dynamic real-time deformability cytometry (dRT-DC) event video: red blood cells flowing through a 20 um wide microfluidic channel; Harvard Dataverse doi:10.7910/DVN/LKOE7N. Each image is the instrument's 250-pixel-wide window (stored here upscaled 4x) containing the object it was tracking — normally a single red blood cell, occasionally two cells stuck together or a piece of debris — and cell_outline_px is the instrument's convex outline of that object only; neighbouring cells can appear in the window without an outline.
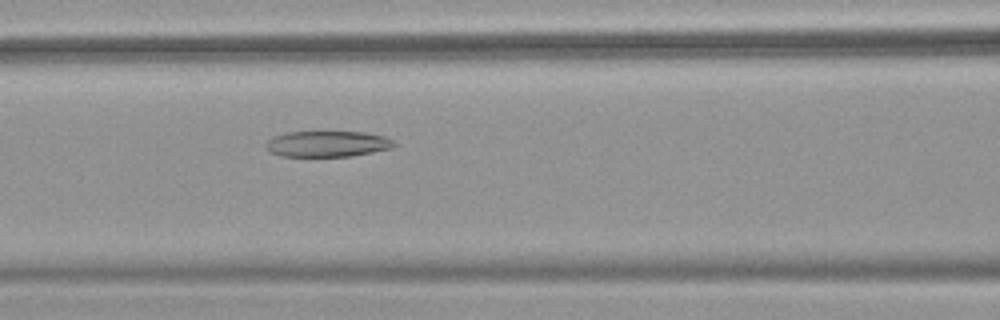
{"species": "common noctule bat (a hibernating species)", "species_latin": "Nyctalus noctula", "temperature_condition": "warm", "stored_images_in_passage": 13, "camera_frame_rate_fps": 3000, "um_per_image_px": 0.085, "animal": {"sex": "female", "body_mass_g": 18.4}, "frame": {"image": 1, "passage_image": 8, "time_ms": 2.333, "image_size_px": [1000, 320], "cell_outline_px": [[396, 144], [392, 148], [352, 156], [280, 156], [268, 152], [264, 144], [272, 136], [288, 132], [368, 132], [384, 136], [392, 140]], "centroid_in_image_um": [27.79, 12.23], "position_along_channel_um": 138.8, "area_um2": 19.48}}
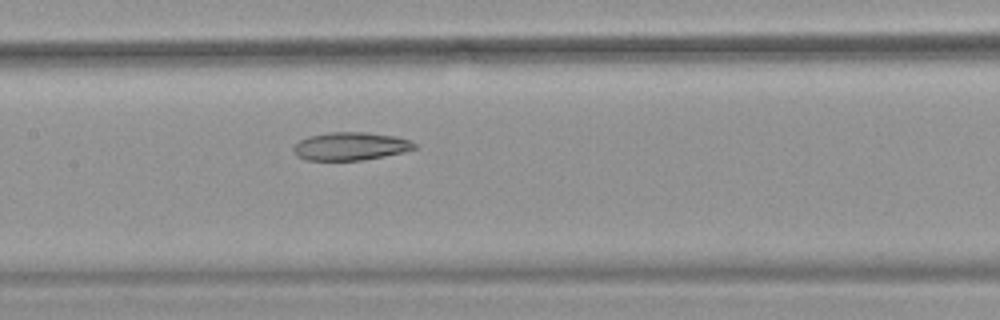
{"frame": {"image": 2, "passage_image": 11, "time_ms": 3.333, "image_size_px": [1000, 320], "cell_outline_px": [[416, 148], [404, 152], [364, 160], [304, 160], [296, 156], [292, 148], [300, 140], [308, 136], [332, 132], [368, 132], [396, 136], [408, 140], [416, 144]], "centroid_in_image_um": [29.78, 12.43], "position_along_channel_um": 177.6, "area_um2": 19.83}}